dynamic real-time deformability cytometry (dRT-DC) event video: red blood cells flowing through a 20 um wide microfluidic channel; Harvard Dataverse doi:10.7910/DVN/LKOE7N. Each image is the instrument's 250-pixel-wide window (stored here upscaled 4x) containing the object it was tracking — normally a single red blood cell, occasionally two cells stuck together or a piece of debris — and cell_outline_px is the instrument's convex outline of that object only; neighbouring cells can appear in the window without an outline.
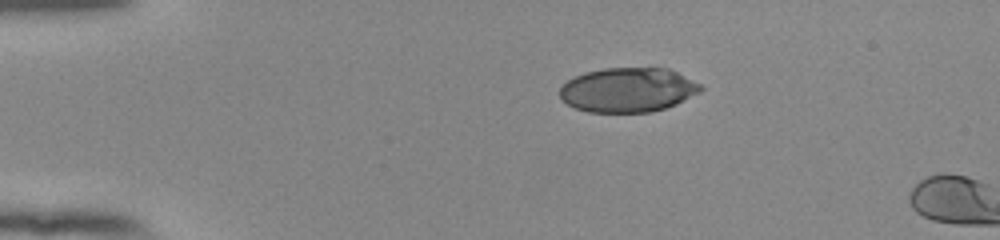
{"species": "human", "species_latin": "Homo sapiens", "temperature_condition": "room temperature", "stored_images_in_passage": 3, "camera_frame_rate_fps": 3000, "um_per_image_px": 0.085, "donor": {"sex": "female"}, "frame": {"image": 1, "passage_image": 1, "time_ms": 0.0, "image_size_px": [1000, 240], "cell_outline_px": [[704, 88], [700, 92], [676, 104], [664, 108], [648, 112], [588, 112], [576, 108], [568, 104], [560, 96], [560, 88], [572, 76], [584, 72], [604, 68], [668, 68], [704, 84]], "centroid_in_image_um": [53.4, 7.63], "position_along_channel_um": 31.6, "area_um2": 36.65}}